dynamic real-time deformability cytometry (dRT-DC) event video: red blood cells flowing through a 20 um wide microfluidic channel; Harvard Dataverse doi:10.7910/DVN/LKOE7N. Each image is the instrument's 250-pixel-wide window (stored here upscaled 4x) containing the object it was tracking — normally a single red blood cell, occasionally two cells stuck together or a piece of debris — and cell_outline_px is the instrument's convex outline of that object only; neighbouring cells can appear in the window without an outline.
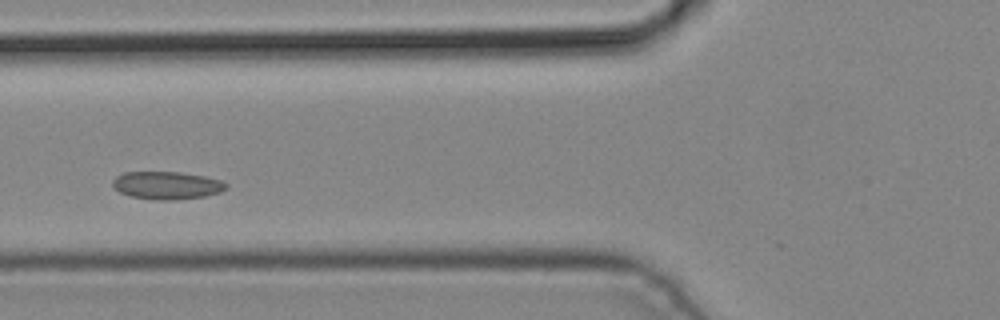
{"species": "common noctule bat (a hibernating species)", "species_latin": "Nyctalus noctula", "temperature_condition": "cold", "stored_images_in_passage": 7, "camera_frame_rate_fps": 3000, "um_per_image_px": 0.085, "animal": {"sex": "male", "body_mass_g": 19.2, "forearm_length_mm": 51.8}, "frame": {"image": 1, "passage_image": 6, "time_ms": 1.667, "image_size_px": [1000, 320], "cell_outline_px": [[228, 188], [220, 192], [204, 196], [176, 200], [156, 200], [132, 196], [120, 192], [112, 184], [112, 180], [116, 176], [124, 172], [180, 172], [204, 176], [220, 180], [228, 184]], "centroid_in_image_um": [14.2, 15.75], "position_along_channel_um": 111.6, "area_um2": 18.32}}